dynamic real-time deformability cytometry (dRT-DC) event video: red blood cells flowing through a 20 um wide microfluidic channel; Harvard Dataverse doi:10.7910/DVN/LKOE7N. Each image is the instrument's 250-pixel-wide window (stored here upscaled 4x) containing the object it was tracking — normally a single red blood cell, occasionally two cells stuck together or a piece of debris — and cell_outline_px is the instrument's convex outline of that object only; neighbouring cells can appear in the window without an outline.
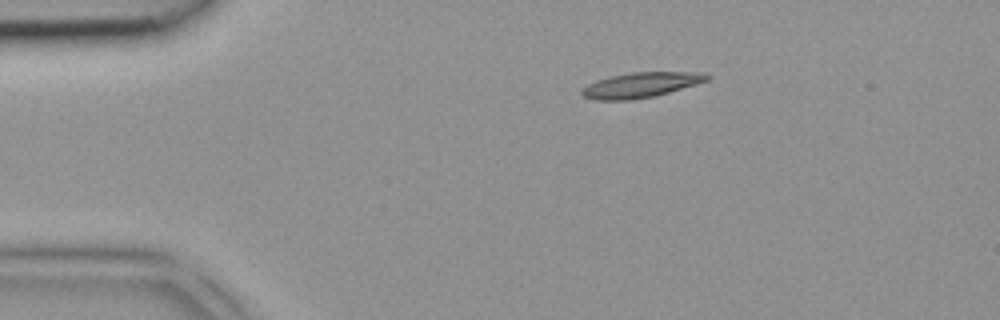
{"species": "common noctule bat (a hibernating species)", "species_latin": "Nyctalus noctula", "temperature_condition": "room temperature", "stored_images_in_passage": 5, "camera_frame_rate_fps": 3000, "um_per_image_px": 0.085, "animal": {"sex": "female", "body_mass_g": 18.4}, "frame": {"image": 1, "passage_image": 5, "time_ms": 1.333, "image_size_px": [1000, 320], "cell_outline_px": [[712, 76], [708, 80], [696, 84], [656, 96], [628, 100], [592, 100], [584, 96], [580, 92], [580, 88], [596, 80], [608, 76], [632, 72], [704, 72]], "centroid_in_image_um": [54.45, 7.22], "position_along_channel_um": 30.6, "area_um2": 18.55}}